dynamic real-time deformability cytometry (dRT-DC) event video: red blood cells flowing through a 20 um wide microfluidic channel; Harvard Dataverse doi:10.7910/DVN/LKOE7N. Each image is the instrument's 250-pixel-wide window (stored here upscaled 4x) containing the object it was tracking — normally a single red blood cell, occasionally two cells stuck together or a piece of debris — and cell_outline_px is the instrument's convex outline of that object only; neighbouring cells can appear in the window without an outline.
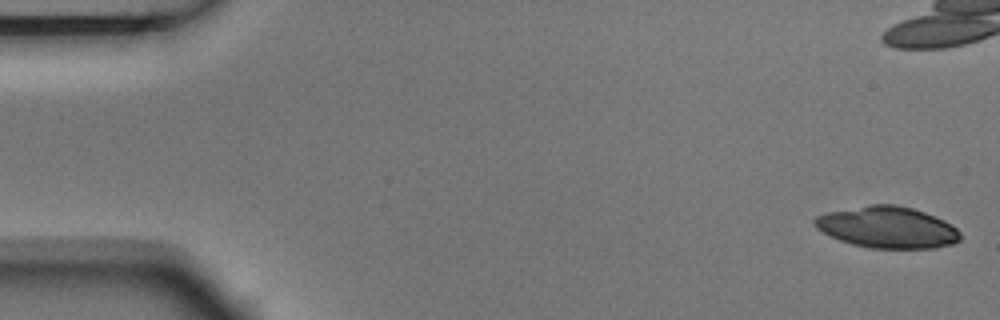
{"species": "Egyptian fruit bat (a non-hibernating species)", "species_latin": "Rousettus aegyptiacus", "temperature_condition": "room temperature", "stored_images_in_passage": 8, "camera_frame_rate_fps": 3000, "um_per_image_px": 0.085, "animal": {"sex": "male"}, "frame": {"image": 1, "passage_image": 1, "time_ms": 0.0, "image_size_px": [1000, 320], "cell_outline_px": [[960, 240], [952, 244], [936, 248], [868, 248], [852, 244], [840, 240], [816, 228], [812, 224], [812, 220], [816, 216], [824, 212], [868, 204], [896, 204], [912, 208], [924, 212], [944, 220], [956, 228], [960, 232]], "centroid_in_image_um": [75.39, 19.31], "position_along_channel_um": 9.6, "area_um2": 35.43}}
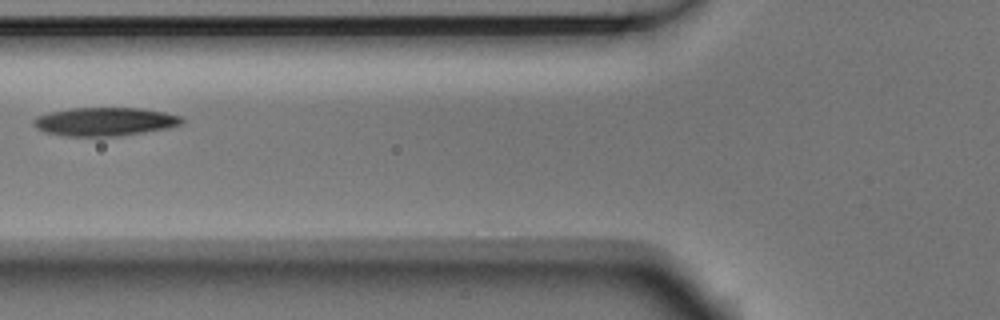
{"frame": {"image": 2, "passage_image": 7, "time_ms": 2.0, "image_size_px": [1000, 320], "cell_outline_px": [[184, 124], [168, 128], [120, 136], [68, 136], [44, 132], [36, 128], [32, 124], [32, 120], [36, 116], [48, 112], [72, 108], [140, 108], [164, 112], [180, 116], [184, 120]], "centroid_in_image_um": [8.89, 10.34], "position_along_channel_um": 116.9, "area_um2": 24.74}}
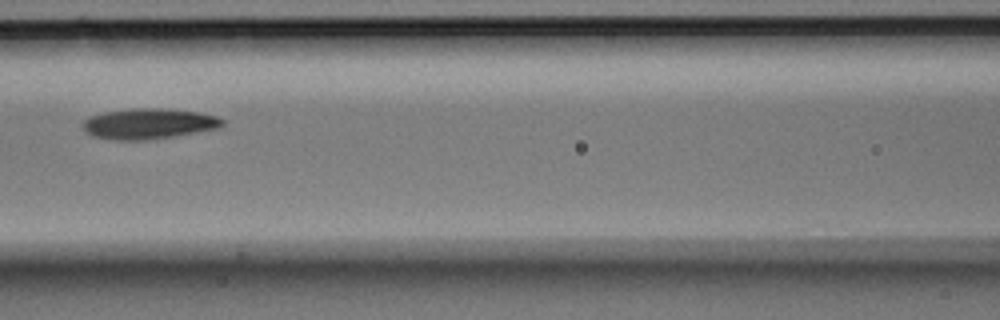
{"frame": {"image": 3, "passage_image": 8, "time_ms": 2.333, "image_size_px": [1000, 320], "cell_outline_px": [[224, 124], [216, 128], [196, 132], [172, 136], [144, 140], [112, 140], [92, 136], [84, 132], [80, 124], [88, 116], [104, 112], [132, 108], [168, 108], [200, 112], [216, 116], [224, 120]], "centroid_in_image_um": [12.57, 10.5], "position_along_channel_um": 154.0, "area_um2": 25.09}}